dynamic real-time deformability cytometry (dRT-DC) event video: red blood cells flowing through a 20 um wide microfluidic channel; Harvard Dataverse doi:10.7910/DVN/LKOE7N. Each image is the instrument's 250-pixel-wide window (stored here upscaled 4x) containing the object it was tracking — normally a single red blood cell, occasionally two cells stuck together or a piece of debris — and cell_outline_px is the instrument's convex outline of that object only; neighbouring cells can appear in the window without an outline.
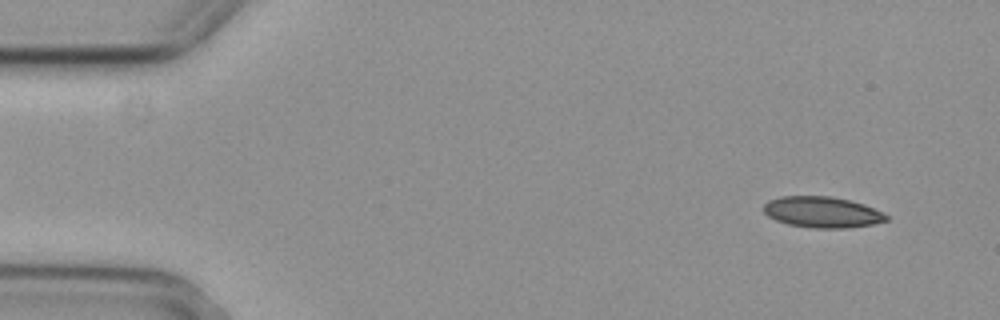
{"species": "common noctule bat (a hibernating species)", "species_latin": "Nyctalus noctula", "temperature_condition": "cold", "stored_images_in_passage": 6, "camera_frame_rate_fps": 3000, "um_per_image_px": 0.085, "animal": {"sex": "female", "body_mass_g": 29.2, "forearm_length_mm": 56.3}, "frame": {"image": 1, "passage_image": 6, "time_ms": 1.667, "image_size_px": [1000, 320], "cell_outline_px": [[888, 220], [872, 224], [844, 228], [812, 228], [788, 224], [776, 220], [768, 216], [764, 212], [764, 204], [768, 200], [780, 196], [832, 196], [864, 204], [888, 216]], "centroid_in_image_um": [69.84, 18.03], "position_along_channel_um": 15.2, "area_um2": 22.02}}